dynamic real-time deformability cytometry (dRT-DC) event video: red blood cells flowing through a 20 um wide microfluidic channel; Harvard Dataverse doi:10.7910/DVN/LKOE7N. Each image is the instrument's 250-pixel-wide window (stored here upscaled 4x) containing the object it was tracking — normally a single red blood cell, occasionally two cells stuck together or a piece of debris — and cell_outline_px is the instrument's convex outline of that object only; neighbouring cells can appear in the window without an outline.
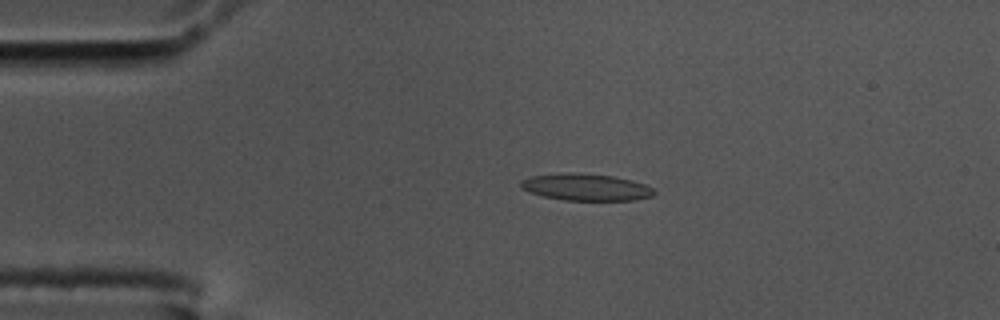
{"species": "common noctule bat (a hibernating species)", "species_latin": "Nyctalus noctula", "temperature_condition": "cold", "stored_images_in_passage": 56, "camera_frame_rate_fps": 3000, "um_per_image_px": 0.085, "animal": {"sex": "male", "body_mass_g": 17.5, "forearm_length_mm": 52.3}, "frame": {"image": 1, "passage_image": 12, "time_ms": 3.667, "image_size_px": [1000, 320], "cell_outline_px": [[656, 192], [652, 196], [636, 200], [564, 200], [544, 196], [528, 192], [520, 188], [520, 180], [532, 176], [568, 172], [616, 176], [632, 180], [644, 184], [652, 188]], "centroid_in_image_um": [49.79, 15.9], "position_along_channel_um": 35.2, "area_um2": 20.92}}
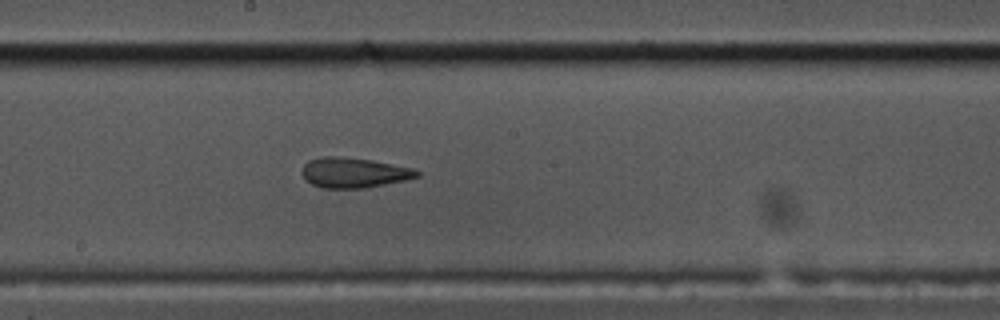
{"frame": {"image": 2, "passage_image": 30, "time_ms": 9.667, "image_size_px": [1000, 320], "cell_outline_px": [[420, 176], [404, 180], [364, 188], [320, 188], [304, 180], [300, 172], [304, 164], [308, 160], [320, 156], [340, 156], [372, 160], [412, 168], [420, 172]], "centroid_in_image_um": [30.01, 14.67], "position_along_channel_um": 218.2, "area_um2": 20.35}}
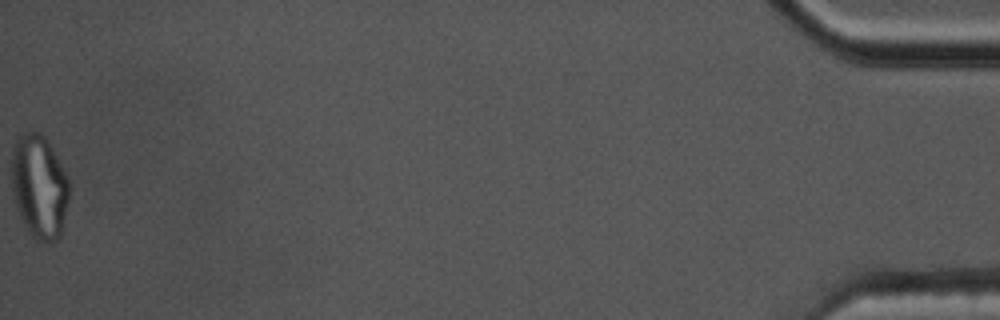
{"frame": {"image": 3, "passage_image": 56, "time_ms": 18.333, "image_size_px": [1000, 320], "cell_outline_px": [[68, 200], [60, 236], [56, 240], [36, 240], [28, 232], [20, 216], [12, 196], [12, 148], [16, 140], [24, 132], [40, 132], [44, 136], [68, 176]], "centroid_in_image_um": [3.32, 15.85], "position_along_channel_um": 431.9, "area_um2": 34.45}, "authors_computed_cell_mechanics": {"area_um2": 20.519, "velocity_mm_per_s": 3.6313, "shape_relaxation_time_tau1_ms": null, "shape_relaxation_time_tau2_ms": 3.3443, "deformation_change_tau1": null, "deformation_change_tau2": 0.1251}}